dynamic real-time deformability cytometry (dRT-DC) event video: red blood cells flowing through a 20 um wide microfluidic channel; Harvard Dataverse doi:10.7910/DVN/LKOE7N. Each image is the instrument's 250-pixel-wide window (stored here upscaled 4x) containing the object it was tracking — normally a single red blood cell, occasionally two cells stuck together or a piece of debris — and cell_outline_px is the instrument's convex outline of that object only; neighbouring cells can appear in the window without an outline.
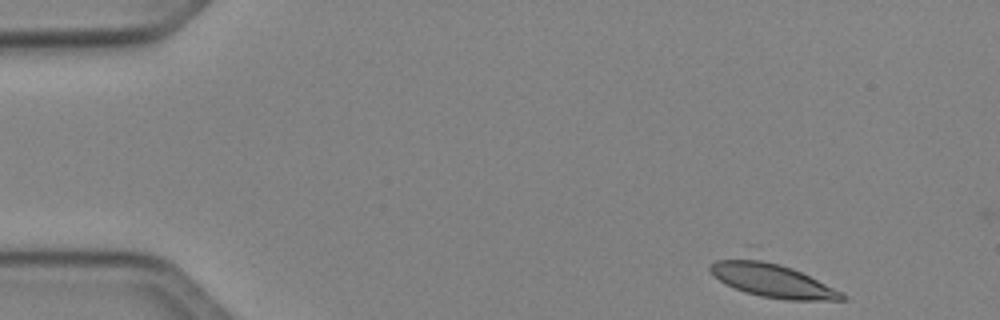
{"species": "Egyptian fruit bat (a non-hibernating species)", "species_latin": "Rousettus aegyptiacus", "temperature_condition": "cold", "stored_images_in_passage": 10, "camera_frame_rate_fps": 3000, "um_per_image_px": 0.085, "animal": {"sex": "female"}, "frame": {"image": 1, "passage_image": 1, "time_ms": 0.0, "image_size_px": [1000, 320], "cell_outline_px": [[848, 296], [844, 300], [788, 300], [760, 296], [744, 292], [724, 284], [708, 268], [716, 260], [748, 244]], "centroid_in_image_um": [65.41, 23.56], "position_along_channel_um": 19.6, "area_um2": 29.19}}